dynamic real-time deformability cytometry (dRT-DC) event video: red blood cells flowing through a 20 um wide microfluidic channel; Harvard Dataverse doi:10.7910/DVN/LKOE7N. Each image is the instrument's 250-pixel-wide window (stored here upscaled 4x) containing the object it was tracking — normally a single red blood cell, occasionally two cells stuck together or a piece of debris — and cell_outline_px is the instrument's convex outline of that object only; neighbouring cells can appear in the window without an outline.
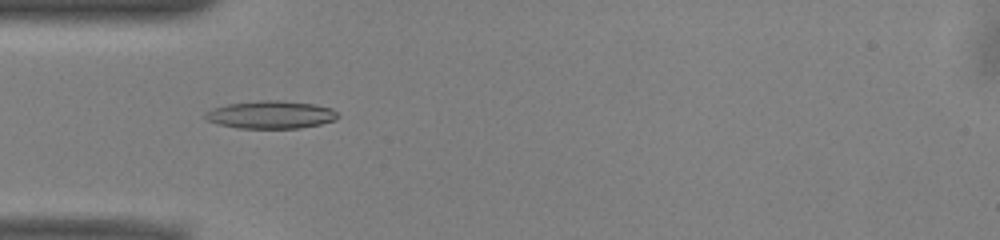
{"species": "common noctule bat (a hibernating species)", "species_latin": "Nyctalus noctula", "temperature_condition": "warm", "stored_images_in_passage": 39, "camera_frame_rate_fps": 3000, "um_per_image_px": 0.085, "animal": {"sex": "male", "body_mass_g": 13.0, "forearm_length_mm": 53.1}, "frame": {"image": 1, "passage_image": 3, "time_ms": 0.667, "image_size_px": [1000, 240], "cell_outline_px": [[340, 116], [336, 120], [320, 124], [300, 128], [236, 128], [220, 124], [208, 120], [204, 116], [204, 112], [212, 108], [228, 104], [260, 100], [280, 100], [316, 104], [332, 108]], "centroid_in_image_um": [23.05, 9.74], "position_along_channel_um": 62.0, "area_um2": 21.56}}
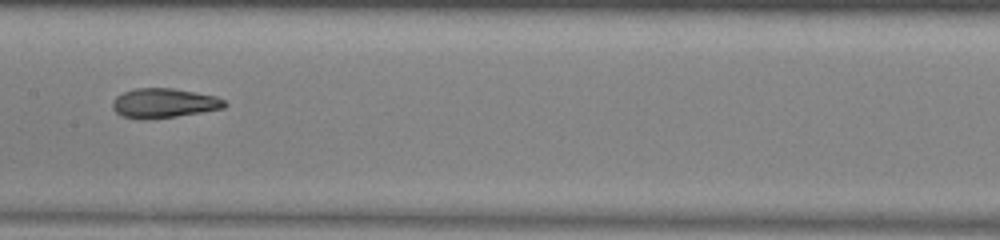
{"frame": {"image": 2, "passage_image": 13, "time_ms": 4.0, "image_size_px": [1000, 240], "cell_outline_px": [[228, 104], [224, 108], [176, 116], [120, 116], [112, 108], [112, 100], [116, 96], [124, 92], [136, 88], [172, 88], [216, 96], [224, 100]], "centroid_in_image_um": [13.96, 8.72], "position_along_channel_um": 193.4, "area_um2": 18.5}}
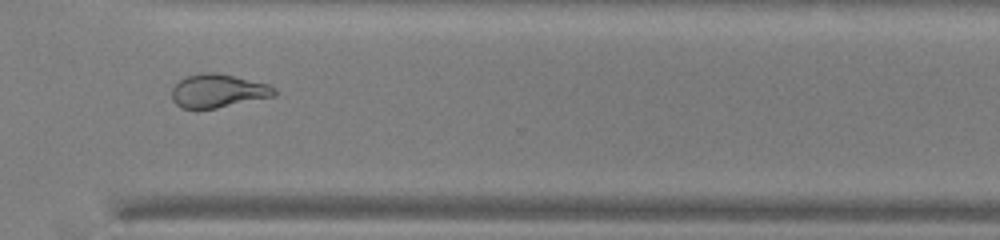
{"frame": {"image": 3, "passage_image": 25, "time_ms": 8.0, "image_size_px": [1000, 240], "cell_outline_px": [[276, 96], [196, 112], [180, 108], [172, 100], [172, 88], [184, 76], [200, 72], [216, 72], [268, 84], [276, 88]], "centroid_in_image_um": [18.48, 7.75], "position_along_channel_um": 352.1, "area_um2": 20.58}, "authors_computed_cell_mechanics": {"area_um2": 20.0566, "velocity_mm_per_s": 3.9675, "shape_relaxation_time_tau1_ms": null, "shape_relaxation_time_tau2_ms": 2.135, "deformation_change_tau1": null, "deformation_change_tau2": 0.1052}}